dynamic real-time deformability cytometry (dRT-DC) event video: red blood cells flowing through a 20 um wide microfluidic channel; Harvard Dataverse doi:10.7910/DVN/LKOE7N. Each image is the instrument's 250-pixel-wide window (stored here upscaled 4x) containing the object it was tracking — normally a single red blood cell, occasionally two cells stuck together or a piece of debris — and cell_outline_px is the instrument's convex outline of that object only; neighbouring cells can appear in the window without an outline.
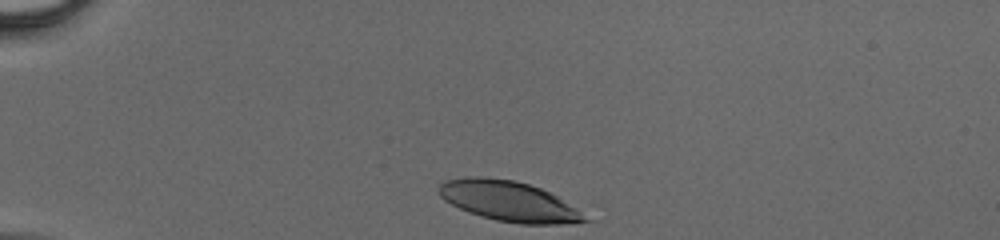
{"species": "human", "species_latin": "Homo sapiens", "temperature_condition": "cold", "stored_images_in_passage": 29, "camera_frame_rate_fps": 3000, "um_per_image_px": 0.085, "donor": {"sex": "male"}, "frame": {"image": 1, "passage_image": 1, "time_ms": 0.0, "image_size_px": [1000, 240], "cell_outline_px": [[596, 220], [560, 224], [520, 224], [496, 220], [480, 216], [468, 212], [444, 200], [436, 192], [436, 188], [444, 180], [468, 176], [480, 176], [512, 180], [528, 184], [540, 188], [592, 212]], "centroid_in_image_um": [43.39, 17.12], "position_along_channel_um": 41.6, "area_um2": 35.32}}
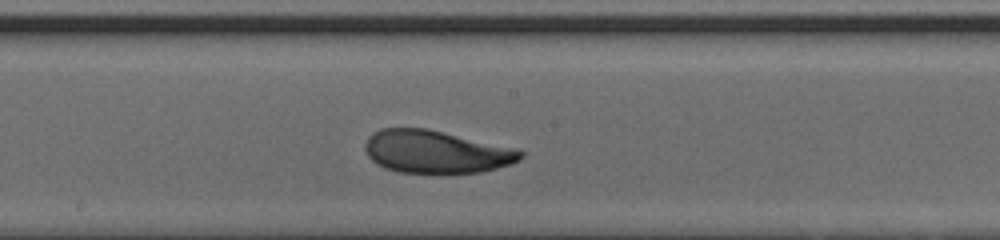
{"frame": {"image": 2, "passage_image": 16, "time_ms": 5.0, "image_size_px": [1000, 240], "cell_outline_px": [[524, 156], [520, 160], [496, 168], [480, 172], [400, 172], [384, 168], [376, 164], [368, 156], [364, 148], [364, 144], [368, 136], [372, 132], [380, 128], [428, 128], [524, 152]], "centroid_in_image_um": [36.95, 12.89], "position_along_channel_um": 211.3, "area_um2": 38.03}}
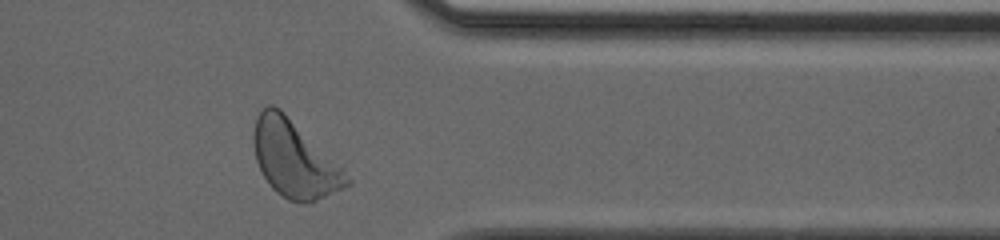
{"frame": {"image": 3, "passage_image": 28, "time_ms": 9.0, "image_size_px": [1000, 240], "cell_outline_px": [[352, 184], [316, 200], [304, 204], [300, 204], [288, 200], [276, 192], [272, 188], [264, 176], [256, 160], [252, 140], [252, 136], [256, 116], [268, 104], [272, 104], [280, 108], [344, 168], [352, 180]], "centroid_in_image_um": [25.03, 13.52], "position_along_channel_um": 386.4, "area_um2": 41.73}}